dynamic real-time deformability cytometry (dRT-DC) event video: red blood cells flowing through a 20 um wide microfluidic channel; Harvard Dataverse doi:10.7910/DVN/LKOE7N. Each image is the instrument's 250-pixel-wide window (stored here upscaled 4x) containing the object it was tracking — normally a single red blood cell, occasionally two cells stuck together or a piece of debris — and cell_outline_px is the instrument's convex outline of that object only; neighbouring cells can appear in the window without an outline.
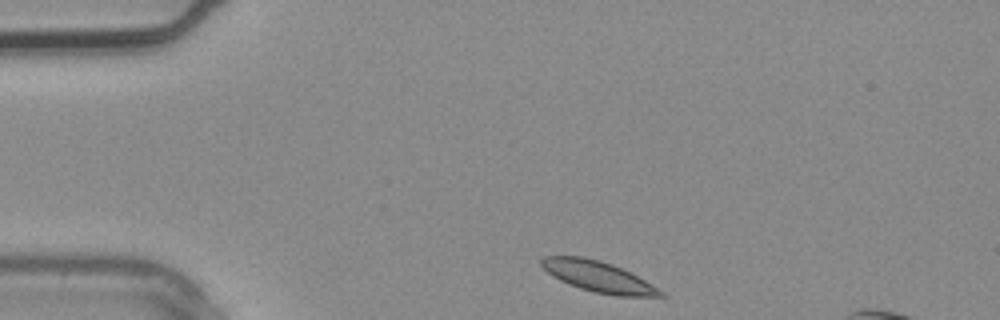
{"species": "common noctule bat (a hibernating species)", "species_latin": "Nyctalus noctula", "temperature_condition": "warm", "stored_images_in_passage": 2, "camera_frame_rate_fps": 3000, "um_per_image_px": 0.085, "animal": {"sex": "male", "body_mass_g": 20.4}, "frame": {"image": 1, "passage_image": 1, "time_ms": 0.0, "image_size_px": [1000, 320], "cell_outline_px": [[668, 296], [616, 296], [596, 292], [580, 288], [568, 284], [552, 276], [540, 264], [540, 260], [544, 256], [580, 256], [600, 260], [612, 264], [652, 284], [664, 292]], "centroid_in_image_um": [50.83, 23.51], "position_along_channel_um": 34.2, "area_um2": 21.1}}